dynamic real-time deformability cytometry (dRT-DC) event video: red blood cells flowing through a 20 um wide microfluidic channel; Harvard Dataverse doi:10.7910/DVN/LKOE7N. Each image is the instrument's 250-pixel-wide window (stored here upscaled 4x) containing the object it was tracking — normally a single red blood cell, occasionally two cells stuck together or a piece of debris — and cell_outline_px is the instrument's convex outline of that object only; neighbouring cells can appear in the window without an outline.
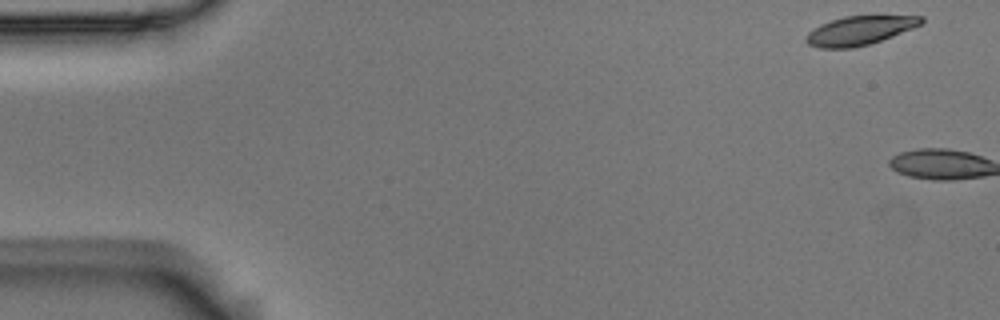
{"species": "Egyptian fruit bat (a non-hibernating species)", "species_latin": "Rousettus aegyptiacus", "temperature_condition": "room temperature", "stored_images_in_passage": 2, "camera_frame_rate_fps": 3000, "um_per_image_px": 0.085, "animal": {"sex": "male"}, "frame": {"image": 1, "passage_image": 1, "time_ms": 0.0, "image_size_px": [1000, 320], "cell_outline_px": [[924, 20], [920, 24], [912, 28], [892, 36], [868, 44], [852, 48], [820, 48], [808, 44], [804, 40], [808, 32], [820, 24], [844, 16], [924, 16]], "centroid_in_image_um": [73.02, 2.59], "position_along_channel_um": 12.0, "area_um2": 19.13}}